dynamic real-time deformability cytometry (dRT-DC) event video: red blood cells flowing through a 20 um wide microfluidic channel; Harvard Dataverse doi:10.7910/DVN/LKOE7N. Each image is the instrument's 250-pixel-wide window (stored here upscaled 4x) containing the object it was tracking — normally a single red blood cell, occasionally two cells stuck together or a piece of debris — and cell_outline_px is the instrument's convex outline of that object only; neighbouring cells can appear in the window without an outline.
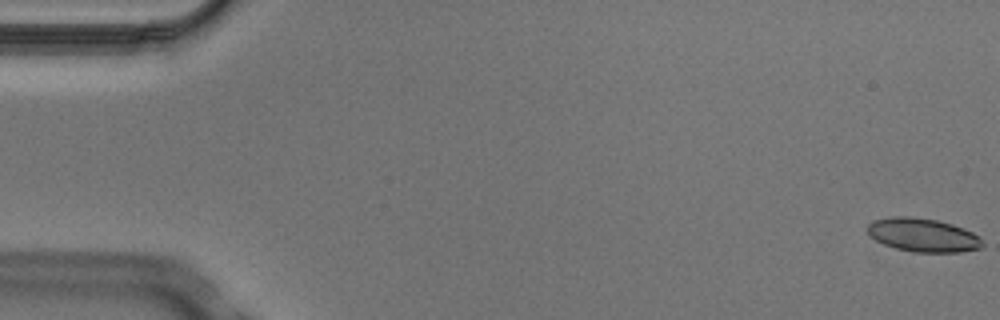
{"species": "Egyptian fruit bat (a non-hibernating species)", "species_latin": "Rousettus aegyptiacus", "temperature_condition": "cold", "stored_images_in_passage": 6, "camera_frame_rate_fps": 3000, "um_per_image_px": 0.085, "animal": {"sex": "male"}, "frame": {"image": 1, "passage_image": 1, "time_ms": 0.0, "image_size_px": [1000, 320], "cell_outline_px": [[984, 244], [980, 248], [960, 252], [912, 252], [896, 248], [884, 244], [876, 240], [868, 232], [868, 224], [876, 220], [892, 216], [912, 216], [936, 220], [952, 224], [964, 228], [980, 236]], "centroid_in_image_um": [78.48, 19.98], "position_along_channel_um": 6.5, "area_um2": 22.43}}
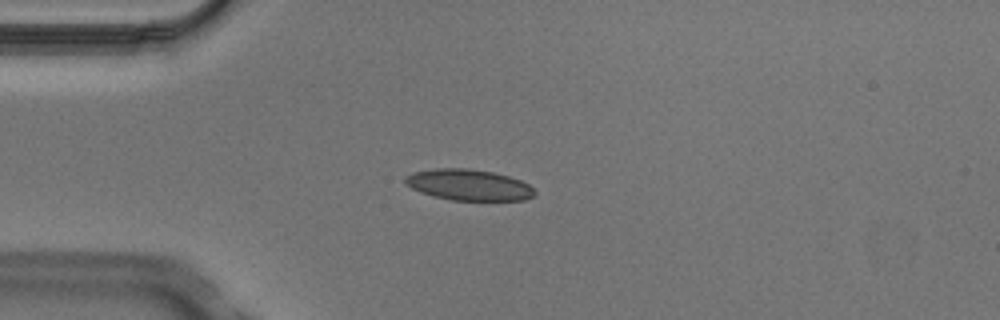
{"frame": {"image": 2, "passage_image": 4, "time_ms": 1.0, "image_size_px": [1000, 320], "cell_outline_px": [[536, 192], [532, 196], [524, 200], [452, 200], [432, 196], [420, 192], [404, 184], [404, 176], [412, 172], [436, 168], [468, 168], [492, 172], [508, 176], [520, 180], [528, 184]], "centroid_in_image_um": [39.78, 15.71], "position_along_channel_um": 45.2, "area_um2": 23.47}}
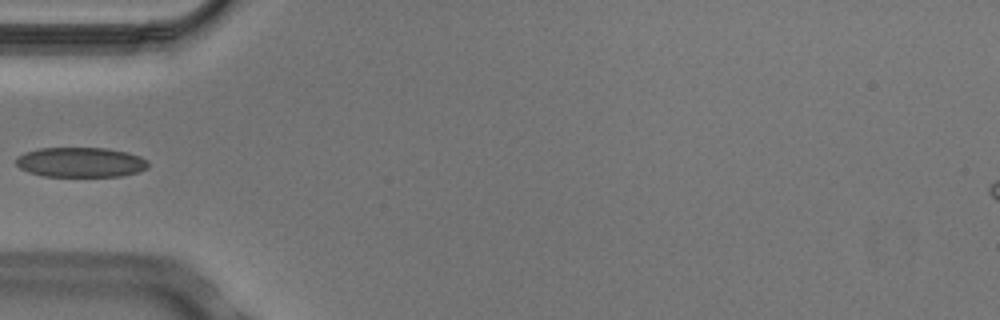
{"frame": {"image": 3, "passage_image": 5, "time_ms": 1.333, "image_size_px": [1000, 320], "cell_outline_px": [[148, 168], [136, 172], [120, 176], [44, 176], [28, 172], [20, 168], [16, 164], [16, 156], [24, 152], [40, 148], [108, 148], [128, 152], [140, 156], [148, 160]], "centroid_in_image_um": [6.85, 13.78], "position_along_channel_um": 78.2, "area_um2": 23.12}}